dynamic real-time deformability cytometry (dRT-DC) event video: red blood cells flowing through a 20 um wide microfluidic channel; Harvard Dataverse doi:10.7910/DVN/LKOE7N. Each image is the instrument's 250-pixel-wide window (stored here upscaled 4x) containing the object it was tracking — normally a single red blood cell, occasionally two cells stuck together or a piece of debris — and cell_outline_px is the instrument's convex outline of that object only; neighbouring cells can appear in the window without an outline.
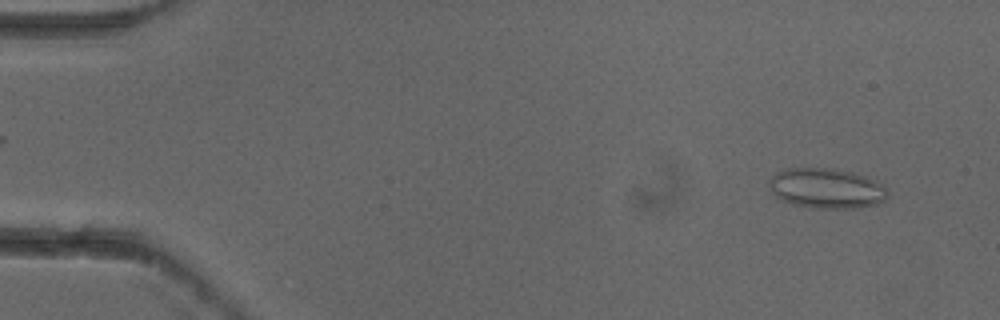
{"species": "common noctule bat (a hibernating species)", "species_latin": "Nyctalus noctula", "temperature_condition": "cold", "stored_images_in_passage": 6, "camera_frame_rate_fps": 3000, "um_per_image_px": 0.085, "animal": {"sex": "female"}, "frame": {"image": 1, "passage_image": 6, "time_ms": 1.667, "image_size_px": [1000, 320], "cell_outline_px": [[888, 196], [884, 200], [876, 204], [856, 208], [816, 208], [792, 204], [780, 200], [772, 192], [768, 184], [768, 180], [776, 172], [784, 168], [832, 168], [852, 172], [864, 176], [880, 184], [888, 192]], "centroid_in_image_um": [70.19, 16.0], "position_along_channel_um": 14.8, "area_um2": 27.69}}